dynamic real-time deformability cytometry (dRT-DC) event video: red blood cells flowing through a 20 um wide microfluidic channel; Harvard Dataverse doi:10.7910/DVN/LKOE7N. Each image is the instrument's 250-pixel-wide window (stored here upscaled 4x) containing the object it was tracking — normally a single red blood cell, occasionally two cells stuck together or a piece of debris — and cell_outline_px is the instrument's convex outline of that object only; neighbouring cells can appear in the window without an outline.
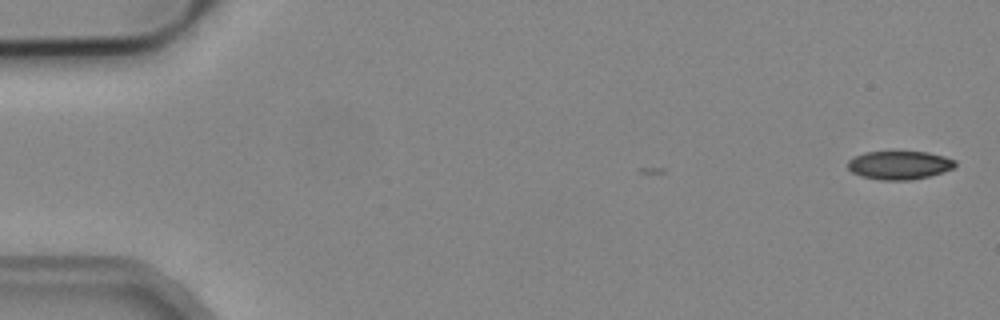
{"species": "common noctule bat (a hibernating species)", "species_latin": "Nyctalus noctula", "temperature_condition": "cold", "stored_images_in_passage": 3, "camera_frame_rate_fps": 3000, "um_per_image_px": 0.085, "animal": {"sex": "male", "body_mass_g": 19.2, "forearm_length_mm": 51.8}, "frame": {"image": 1, "passage_image": 1, "time_ms": 0.0, "image_size_px": [1000, 320], "cell_outline_px": [[956, 164], [952, 168], [944, 172], [912, 180], [880, 180], [860, 176], [852, 172], [848, 168], [848, 160], [864, 152], [928, 152], [944, 156], [956, 160]], "centroid_in_image_um": [76.45, 14.04], "position_along_channel_um": 8.6, "area_um2": 17.8}}